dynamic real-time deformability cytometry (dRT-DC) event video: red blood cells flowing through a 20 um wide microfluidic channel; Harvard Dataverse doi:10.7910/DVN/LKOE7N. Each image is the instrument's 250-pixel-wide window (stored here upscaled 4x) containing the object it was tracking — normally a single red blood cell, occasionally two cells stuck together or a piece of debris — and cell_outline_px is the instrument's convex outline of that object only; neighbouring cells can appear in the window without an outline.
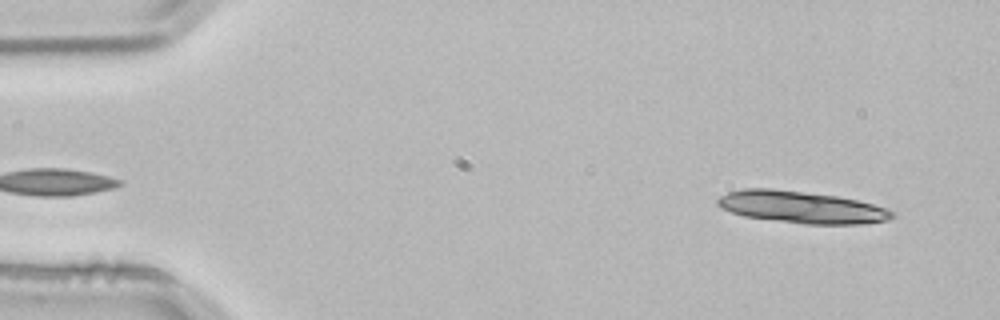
{"species": "common noctule bat (a hibernating species)", "species_latin": "Nyctalus noctula", "temperature_condition": "room temperature", "stored_images_in_passage": 13, "camera_frame_rate_fps": 3000, "um_per_image_px": 0.085, "animal": {"sex": "male", "body_mass_g": 21.5, "forearm_length_mm": 52.0}, "frame": {"image": 1, "passage_image": 3, "time_ms": 0.667, "image_size_px": [1000, 320], "cell_outline_px": [[896, 216], [888, 220], [860, 224], [804, 224], [744, 216], [720, 208], [716, 204], [716, 200], [720, 196], [728, 192], [744, 188], [772, 188], [836, 196], [856, 200], [888, 208]], "centroid_in_image_um": [68.1, 17.61], "position_along_channel_um": 16.9, "area_um2": 32.48}}